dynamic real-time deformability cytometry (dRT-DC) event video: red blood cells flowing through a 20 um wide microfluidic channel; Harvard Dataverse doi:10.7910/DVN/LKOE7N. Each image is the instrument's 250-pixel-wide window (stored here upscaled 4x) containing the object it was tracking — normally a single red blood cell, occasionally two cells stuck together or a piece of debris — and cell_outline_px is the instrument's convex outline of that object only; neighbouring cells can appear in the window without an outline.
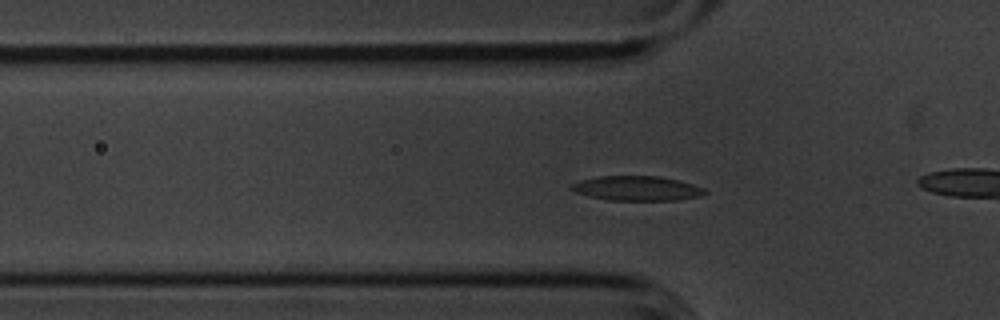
{"species": "common noctule bat (a hibernating species)", "species_latin": "Nyctalus noctula", "temperature_condition": "cold", "stored_images_in_passage": 56, "camera_frame_rate_fps": 3000, "um_per_image_px": 0.085, "animal": {"sex": "male", "body_mass_g": 20.1, "forearm_length_mm": 53.5}, "frame": {"image": 1, "passage_image": 17, "time_ms": 5.333, "image_size_px": [1000, 320], "cell_outline_px": [[708, 192], [700, 196], [676, 200], [608, 200], [588, 196], [576, 192], [568, 188], [572, 184], [580, 180], [600, 176], [656, 176], [680, 180], [704, 188]], "centroid_in_image_um": [54.13, 16.01], "position_along_channel_um": 71.7, "area_um2": 19.13}}
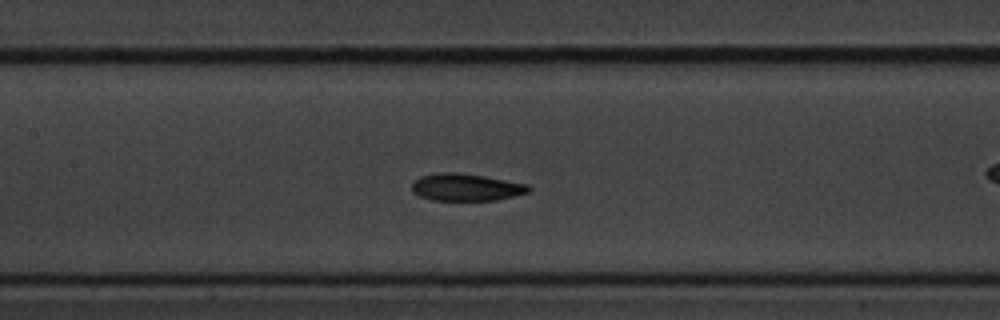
{"frame": {"image": 2, "passage_image": 25, "time_ms": 8.0, "image_size_px": [1000, 320], "cell_outline_px": [[532, 188], [528, 192], [496, 200], [432, 200], [420, 196], [412, 192], [412, 180], [420, 176], [440, 172], [452, 172], [484, 176], [528, 184]], "centroid_in_image_um": [39.58, 15.91], "position_along_channel_um": 167.8, "area_um2": 18.5}}
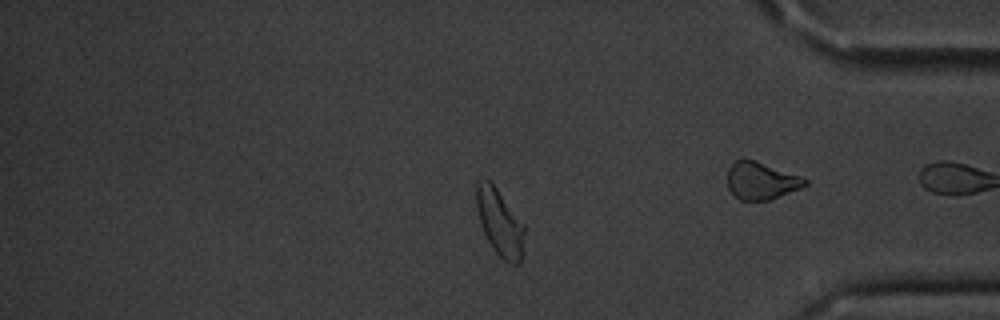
{"frame": {"image": 3, "passage_image": 46, "time_ms": 15.0, "image_size_px": [1000, 320], "cell_outline_px": [[524, 256], [520, 264], [508, 264], [492, 248], [484, 232], [476, 208], [476, 184], [480, 180], [488, 180], [496, 188], [524, 224]], "centroid_in_image_um": [42.51, 18.98], "position_along_channel_um": 392.7, "area_um2": 18.61}, "authors_computed_cell_mechanics": {"area_um2": 18.6116, "velocity_mm_per_s": 3.5732, "shape_relaxation_time_tau1_ms": 2.8235, "shape_relaxation_time_tau2_ms": 3.948, "deformation_change_tau1": 0.1194, "deformation_change_tau2": 0.0956}}